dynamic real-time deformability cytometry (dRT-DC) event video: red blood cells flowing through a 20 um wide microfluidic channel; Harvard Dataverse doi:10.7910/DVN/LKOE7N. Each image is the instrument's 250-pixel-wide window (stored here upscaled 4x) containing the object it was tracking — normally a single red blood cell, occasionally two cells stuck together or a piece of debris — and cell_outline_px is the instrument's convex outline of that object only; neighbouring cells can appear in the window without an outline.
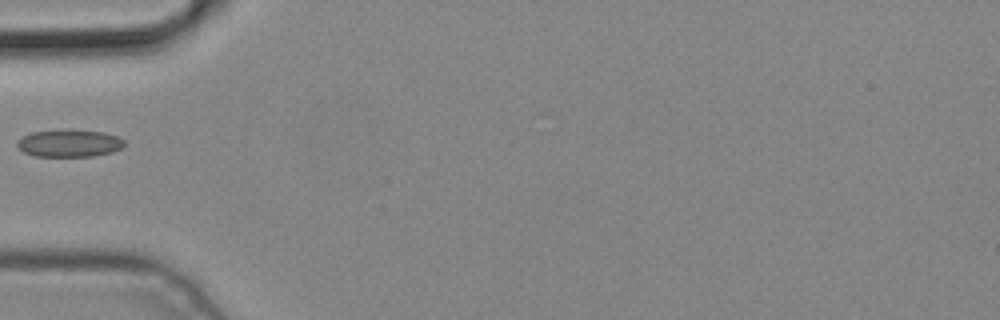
{"species": "common noctule bat (a hibernating species)", "species_latin": "Nyctalus noctula", "temperature_condition": "cold", "stored_images_in_passage": 4, "camera_frame_rate_fps": 3000, "um_per_image_px": 0.085, "animal": {"sex": "male", "body_mass_g": 19.2, "forearm_length_mm": 51.8}, "frame": {"image": 1, "passage_image": 4, "time_ms": 1.0, "image_size_px": [1000, 320], "cell_outline_px": [[124, 144], [120, 148], [112, 152], [92, 156], [32, 156], [24, 152], [16, 144], [16, 140], [32, 132], [56, 128], [72, 128], [104, 132], [116, 136], [124, 140]], "centroid_in_image_um": [5.85, 12.14], "position_along_channel_um": 79.1, "area_um2": 17.51}}